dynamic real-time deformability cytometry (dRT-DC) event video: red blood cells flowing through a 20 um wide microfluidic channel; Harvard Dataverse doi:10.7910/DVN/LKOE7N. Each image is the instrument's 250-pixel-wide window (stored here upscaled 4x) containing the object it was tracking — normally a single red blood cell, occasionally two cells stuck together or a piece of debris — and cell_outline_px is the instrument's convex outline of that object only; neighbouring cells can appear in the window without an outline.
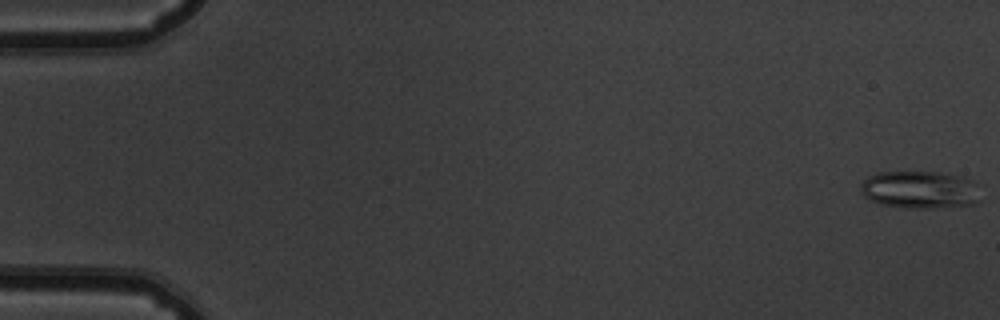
{"species": "common noctule bat (a hibernating species)", "species_latin": "Nyctalus noctula", "temperature_condition": "warm", "stored_images_in_passage": 54, "camera_frame_rate_fps": 3000, "um_per_image_px": 0.085, "animal": {"sex": "male", "body_mass_g": 19.5, "forearm_length_mm": 54.6}, "frame": {"image": 1, "passage_image": 1, "time_ms": 0.0, "image_size_px": [1000, 320], "cell_outline_px": [[984, 200], [976, 204], [932, 208], [900, 208], [880, 204], [864, 196], [860, 192], [860, 184], [868, 176], [876, 172], [940, 172], [964, 176], [972, 180], [976, 184]], "centroid_in_image_um": [78.24, 16.13], "position_along_channel_um": 6.8, "area_um2": 26.93}}
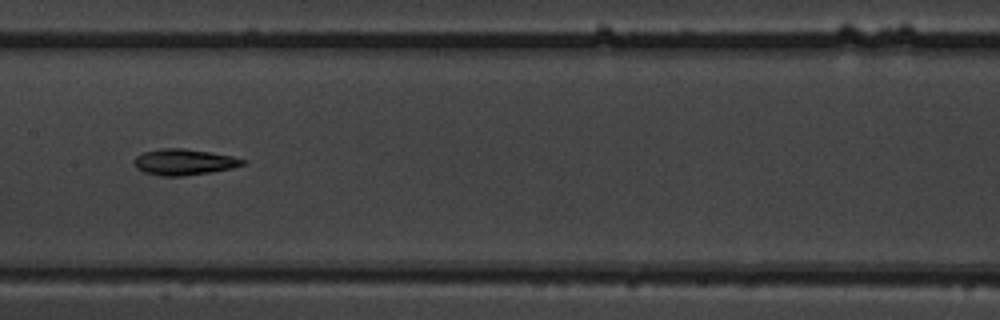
{"frame": {"image": 2, "passage_image": 28, "time_ms": 9.0, "image_size_px": [1000, 320], "cell_outline_px": [[248, 164], [232, 168], [212, 172], [180, 176], [160, 176], [144, 172], [136, 168], [132, 164], [132, 160], [136, 156], [144, 152], [160, 148], [184, 148], [232, 156], [248, 160]], "centroid_in_image_um": [15.64, 13.77], "position_along_channel_um": 191.8, "area_um2": 16.7}}
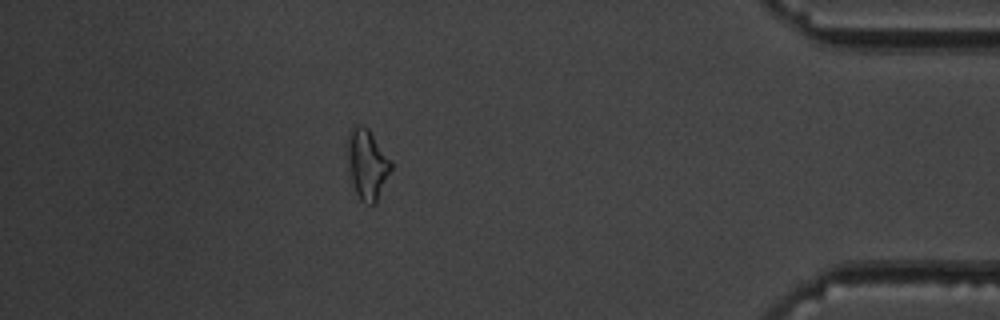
{"frame": {"image": 3, "passage_image": 48, "time_ms": 15.667, "image_size_px": [1000, 320], "cell_outline_px": [[392, 168], [376, 200], [372, 204], [368, 204], [360, 200], [348, 176], [348, 132], [356, 124], [364, 124], [368, 128], [392, 160]], "centroid_in_image_um": [31.19, 13.91], "position_along_channel_um": 404.0, "area_um2": 17.8}}